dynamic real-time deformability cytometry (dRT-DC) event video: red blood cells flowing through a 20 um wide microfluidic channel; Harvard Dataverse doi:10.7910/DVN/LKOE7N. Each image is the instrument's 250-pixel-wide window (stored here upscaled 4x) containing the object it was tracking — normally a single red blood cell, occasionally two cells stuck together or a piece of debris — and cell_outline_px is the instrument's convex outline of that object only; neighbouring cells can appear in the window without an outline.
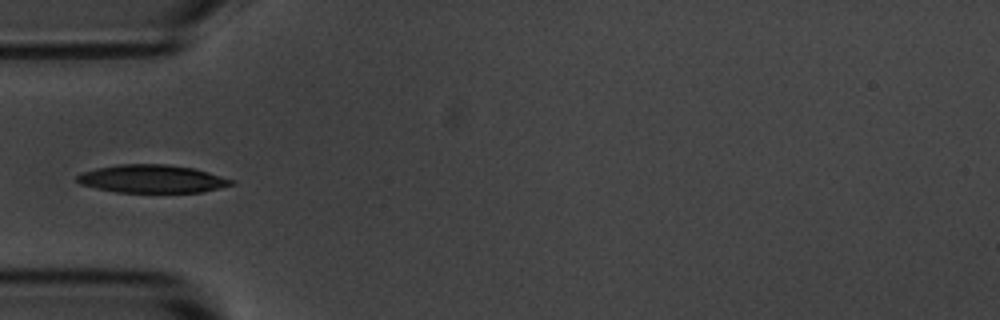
{"species": "common noctule bat (a hibernating species)", "species_latin": "Nyctalus noctula", "temperature_condition": "room temperature", "stored_images_in_passage": 5, "camera_frame_rate_fps": 3000, "um_per_image_px": 0.085, "animal": {"sex": "male", "body_mass_g": 20.1, "forearm_length_mm": 53.5}, "frame": {"image": 1, "passage_image": 5, "time_ms": 5.333, "image_size_px": [1000, 320], "cell_outline_px": [[236, 184], [200, 192], [116, 192], [96, 188], [80, 184], [76, 180], [76, 176], [84, 172], [96, 168], [120, 164], [164, 164], [192, 168], [208, 172], [232, 180]], "centroid_in_image_um": [12.9, 15.2], "position_along_channel_um": 72.1, "area_um2": 24.91}}